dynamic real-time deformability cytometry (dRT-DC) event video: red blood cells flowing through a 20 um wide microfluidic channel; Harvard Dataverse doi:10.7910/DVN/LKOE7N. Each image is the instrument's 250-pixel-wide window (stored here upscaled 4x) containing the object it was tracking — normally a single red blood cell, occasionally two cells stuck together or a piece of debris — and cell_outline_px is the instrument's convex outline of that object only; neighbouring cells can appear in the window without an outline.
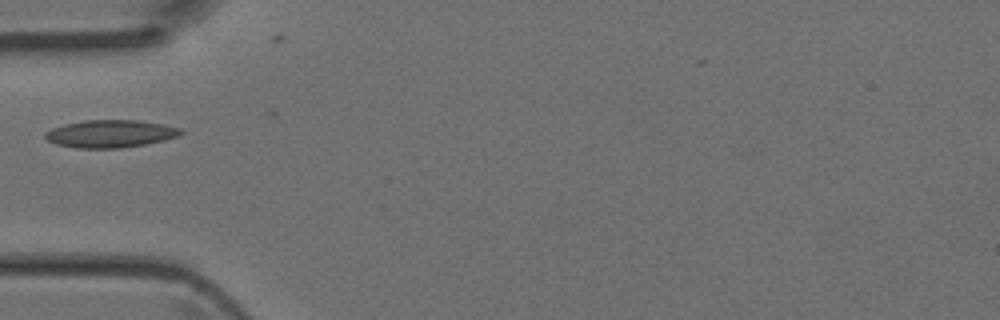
{"species": "Egyptian fruit bat (a non-hibernating species)", "species_latin": "Rousettus aegyptiacus", "temperature_condition": "room temperature", "stored_images_in_passage": 1, "camera_frame_rate_fps": 3000, "um_per_image_px": 0.085, "animal": {"sex": "female"}, "frame": {"image": 1, "passage_image": 1, "time_ms": 0.0, "image_size_px": [1000, 320], "cell_outline_px": [[184, 132], [180, 136], [164, 140], [144, 144], [120, 148], [76, 148], [56, 144], [48, 140], [44, 136], [44, 132], [52, 128], [64, 124], [84, 120], [136, 120], [164, 124], [180, 128]], "centroid_in_image_um": [9.38, 11.36], "position_along_channel_um": 75.6, "area_um2": 21.85}}